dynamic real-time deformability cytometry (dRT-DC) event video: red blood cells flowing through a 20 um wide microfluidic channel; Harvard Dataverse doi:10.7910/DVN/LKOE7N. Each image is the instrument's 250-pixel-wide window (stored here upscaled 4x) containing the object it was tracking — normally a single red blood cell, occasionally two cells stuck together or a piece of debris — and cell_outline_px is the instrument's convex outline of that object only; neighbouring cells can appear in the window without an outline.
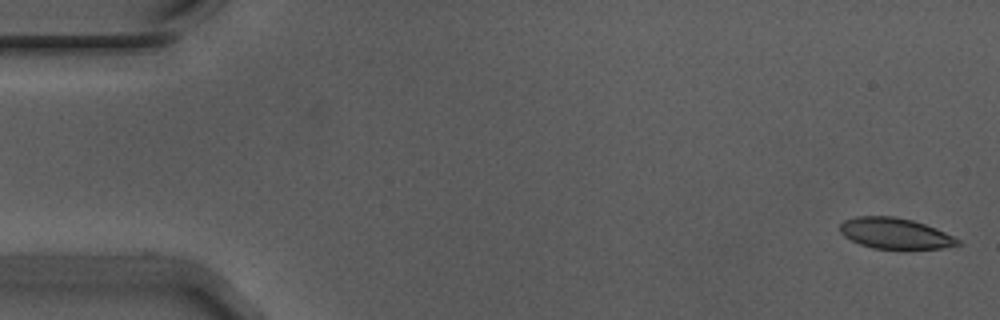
{"species": "Egyptian fruit bat (a non-hibernating species)", "species_latin": "Rousettus aegyptiacus", "temperature_condition": "warm", "stored_images_in_passage": 55, "camera_frame_rate_fps": 3000, "um_per_image_px": 0.085, "animal": {"sex": "male"}, "frame": {"image": 1, "passage_image": 1, "time_ms": 0.0, "image_size_px": [1000, 320], "cell_outline_px": [[964, 244], [940, 248], [904, 252], [872, 248], [860, 244], [844, 236], [840, 232], [840, 224], [844, 220], [856, 216], [896, 216], [912, 220], [936, 228], [960, 240]], "centroid_in_image_um": [76.11, 19.88], "position_along_channel_um": 8.9, "area_um2": 21.96}}
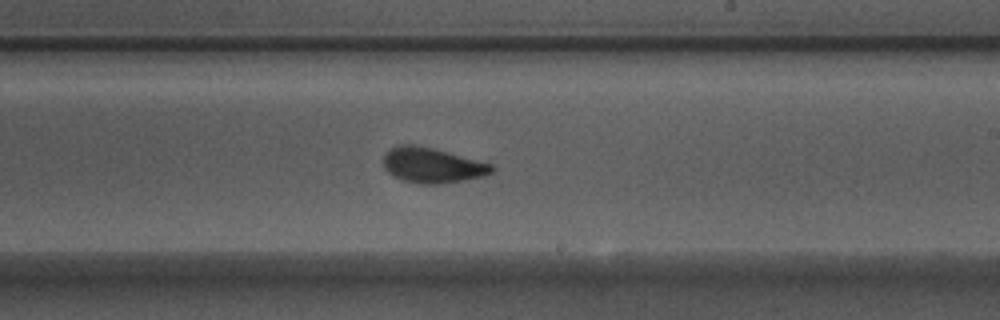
{"frame": {"image": 2, "passage_image": 32, "time_ms": 10.333, "image_size_px": [1000, 320], "cell_outline_px": [[496, 168], [492, 172], [484, 176], [464, 180], [440, 184], [420, 184], [400, 180], [392, 176], [384, 168], [384, 156], [396, 144], [416, 144], [432, 148], [492, 164]], "centroid_in_image_um": [36.72, 14.06], "position_along_channel_um": 252.3, "area_um2": 22.25}}
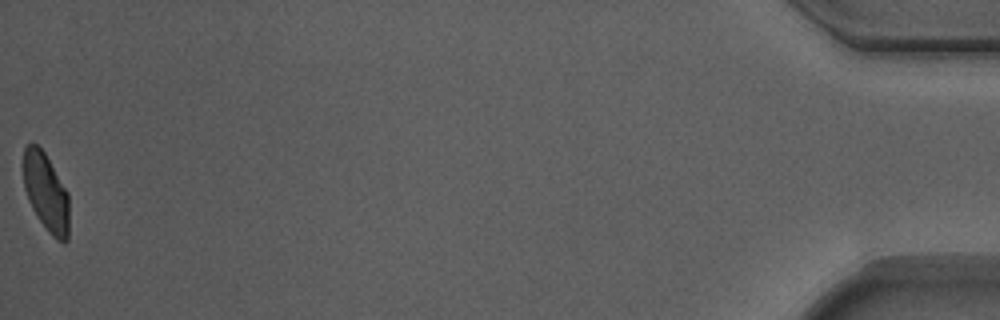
{"frame": {"image": 3, "passage_image": 55, "time_ms": 18.0, "image_size_px": [1000, 320], "cell_outline_px": [[68, 240], [64, 244], [56, 240], [48, 232], [36, 216], [28, 200], [24, 188], [20, 168], [24, 148], [28, 144], [36, 144], [44, 152], [68, 192]], "centroid_in_image_um": [3.86, 16.34], "position_along_channel_um": 431.3, "area_um2": 21.33}, "authors_computed_cell_mechanics": {"area_um2": 22.0218, "velocity_mm_per_s": 3.7062, "shape_relaxation_time_tau1_ms": 3.3895, "shape_relaxation_time_tau2_ms": 0.8889, "deformation_change_tau1": 0.1379, "deformation_change_tau2": 0.0525}}